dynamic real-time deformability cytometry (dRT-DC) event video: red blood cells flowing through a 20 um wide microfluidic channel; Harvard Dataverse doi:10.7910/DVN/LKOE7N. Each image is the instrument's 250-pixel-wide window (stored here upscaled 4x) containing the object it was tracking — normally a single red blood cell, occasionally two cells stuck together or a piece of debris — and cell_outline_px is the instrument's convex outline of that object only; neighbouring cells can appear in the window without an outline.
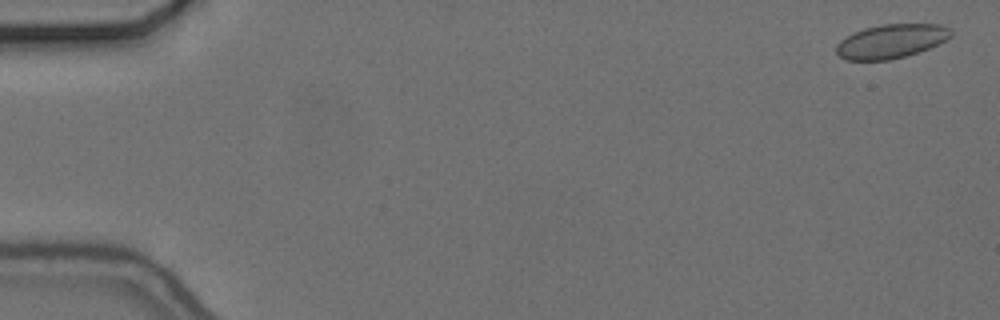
{"species": "common noctule bat (a hibernating species)", "species_latin": "Nyctalus noctula", "temperature_condition": "cold", "stored_images_in_passage": 57, "camera_frame_rate_fps": 3000, "um_per_image_px": 0.085, "animal": {"sex": "female", "body_mass_g": 24.6, "forearm_length_mm": 56.2}, "frame": {"image": 1, "passage_image": 2, "time_ms": 0.333, "image_size_px": [1000, 320], "cell_outline_px": [[952, 36], [928, 48], [904, 56], [888, 60], [848, 60], [840, 56], [836, 52], [836, 44], [840, 40], [864, 28], [880, 24], [940, 24], [952, 28]], "centroid_in_image_um": [75.75, 3.49], "position_along_channel_um": 9.3, "area_um2": 22.48}}
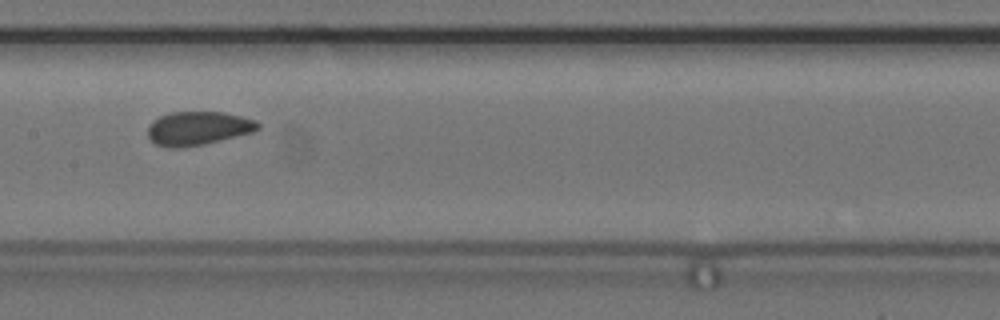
{"frame": {"image": 2, "passage_image": 29, "time_ms": 9.333, "image_size_px": [1000, 320], "cell_outline_px": [[260, 128], [252, 132], [204, 144], [184, 148], [172, 148], [156, 144], [148, 136], [148, 124], [152, 120], [160, 116], [172, 112], [224, 112], [256, 120], [260, 124]], "centroid_in_image_um": [16.82, 10.9], "position_along_channel_um": 190.6, "area_um2": 21.62}}
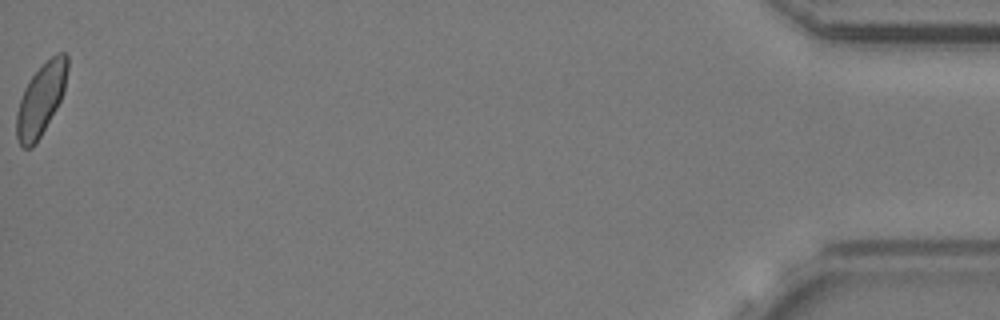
{"frame": {"image": 3, "passage_image": 57, "time_ms": 18.667, "image_size_px": [1000, 320], "cell_outline_px": [[68, 68], [64, 92], [56, 108], [36, 144], [32, 148], [24, 148], [20, 144], [16, 136], [16, 112], [24, 88], [32, 76], [56, 52], [64, 52], [68, 56]], "centroid_in_image_um": [3.48, 8.46], "position_along_channel_um": 431.7, "area_um2": 21.15}, "authors_computed_cell_mechanics": {"area_um2": 21.9062, "velocity_mm_per_s": 3.6576, "shape_relaxation_time_tau1_ms": null, "shape_relaxation_time_tau2_ms": 3.0091, "deformation_change_tau1": null, "deformation_change_tau2": 0.0574}}